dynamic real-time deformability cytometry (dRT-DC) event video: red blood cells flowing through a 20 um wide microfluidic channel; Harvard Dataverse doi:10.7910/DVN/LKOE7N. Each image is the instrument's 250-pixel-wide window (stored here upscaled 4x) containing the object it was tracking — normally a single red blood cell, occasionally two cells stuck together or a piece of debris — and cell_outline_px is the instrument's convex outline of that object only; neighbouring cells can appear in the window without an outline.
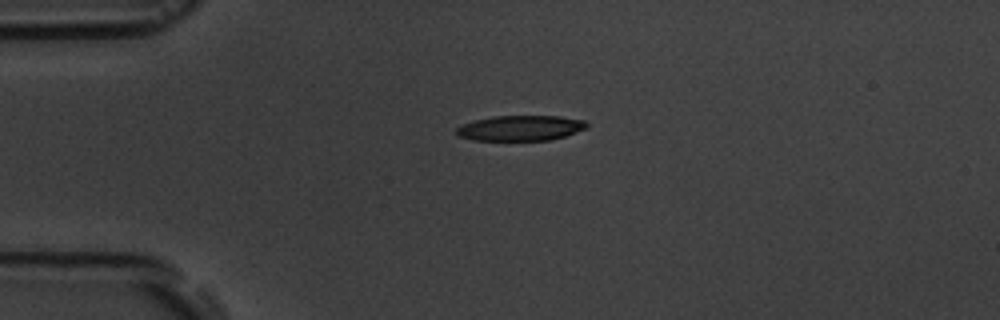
{"species": "common noctule bat (a hibernating species)", "species_latin": "Nyctalus noctula", "temperature_condition": "room temperature", "stored_images_in_passage": 1, "camera_frame_rate_fps": 3000, "um_per_image_px": 0.085, "animal": {"sex": "male", "body_mass_g": 19.5, "forearm_length_mm": 54.6}, "frame": {"image": 1, "passage_image": 1, "time_ms": 0.0, "image_size_px": [1000, 320], "cell_outline_px": [[588, 128], [564, 136], [548, 140], [472, 140], [460, 136], [456, 132], [456, 128], [460, 124], [492, 116], [560, 116], [584, 120], [588, 124]], "centroid_in_image_um": [44.24, 10.88], "position_along_channel_um": 40.8, "area_um2": 19.19}}